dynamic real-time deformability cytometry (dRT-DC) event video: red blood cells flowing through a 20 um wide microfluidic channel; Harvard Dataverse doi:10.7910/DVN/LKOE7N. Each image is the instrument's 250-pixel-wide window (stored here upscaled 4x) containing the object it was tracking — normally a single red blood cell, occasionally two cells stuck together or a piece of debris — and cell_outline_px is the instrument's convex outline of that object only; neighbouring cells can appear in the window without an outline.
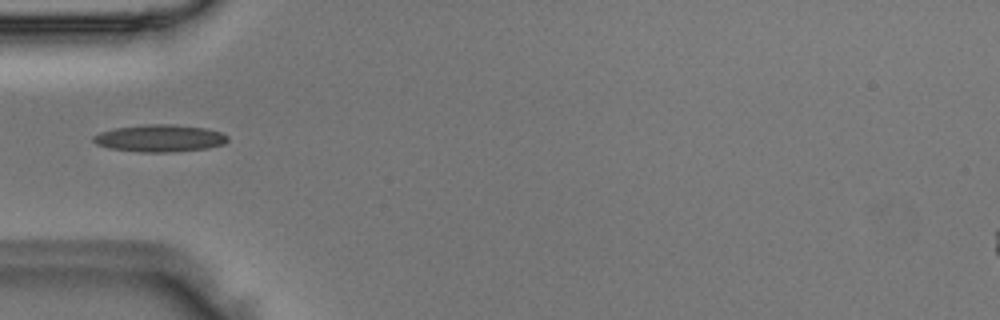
{"species": "Egyptian fruit bat (a non-hibernating species)", "species_latin": "Rousettus aegyptiacus", "temperature_condition": "room temperature", "stored_images_in_passage": 3, "camera_frame_rate_fps": 3000, "um_per_image_px": 0.085, "animal": {"sex": "male"}, "frame": {"image": 1, "passage_image": 3, "time_ms": 0.667, "image_size_px": [1000, 320], "cell_outline_px": [[228, 140], [224, 144], [208, 148], [176, 152], [140, 152], [108, 148], [96, 144], [92, 140], [92, 136], [100, 132], [116, 128], [148, 124], [172, 124], [204, 128], [220, 132], [228, 136]], "centroid_in_image_um": [13.57, 11.76], "position_along_channel_um": 71.4, "area_um2": 21.33}}